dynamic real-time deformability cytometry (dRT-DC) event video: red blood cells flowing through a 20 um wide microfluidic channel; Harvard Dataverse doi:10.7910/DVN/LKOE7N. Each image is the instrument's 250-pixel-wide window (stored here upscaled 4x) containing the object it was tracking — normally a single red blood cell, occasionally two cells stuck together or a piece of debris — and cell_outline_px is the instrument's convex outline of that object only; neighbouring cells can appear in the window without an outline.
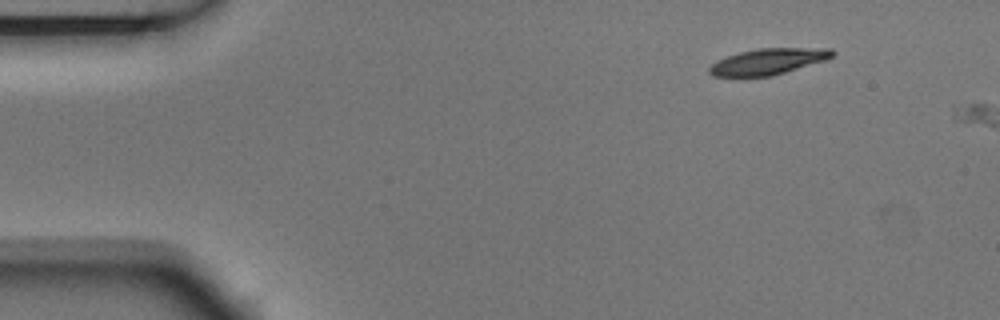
{"species": "Egyptian fruit bat (a non-hibernating species)", "species_latin": "Rousettus aegyptiacus", "temperature_condition": "room temperature", "stored_images_in_passage": 2, "segment_of_instrument_passage": [1, 2], "camera_frame_rate_fps": 3000, "um_per_image_px": 0.085, "animal": {"sex": "male"}, "frame": {"image": 1, "passage_image": 1, "time_ms": 0.0, "image_size_px": [1000, 320], "cell_outline_px": [[836, 52], [828, 60], [772, 76], [712, 76], [708, 72], [708, 68], [716, 60], [740, 52], [756, 48], [832, 48]], "centroid_in_image_um": [65.33, 5.22], "position_along_channel_um": 19.7, "area_um2": 18.84}}